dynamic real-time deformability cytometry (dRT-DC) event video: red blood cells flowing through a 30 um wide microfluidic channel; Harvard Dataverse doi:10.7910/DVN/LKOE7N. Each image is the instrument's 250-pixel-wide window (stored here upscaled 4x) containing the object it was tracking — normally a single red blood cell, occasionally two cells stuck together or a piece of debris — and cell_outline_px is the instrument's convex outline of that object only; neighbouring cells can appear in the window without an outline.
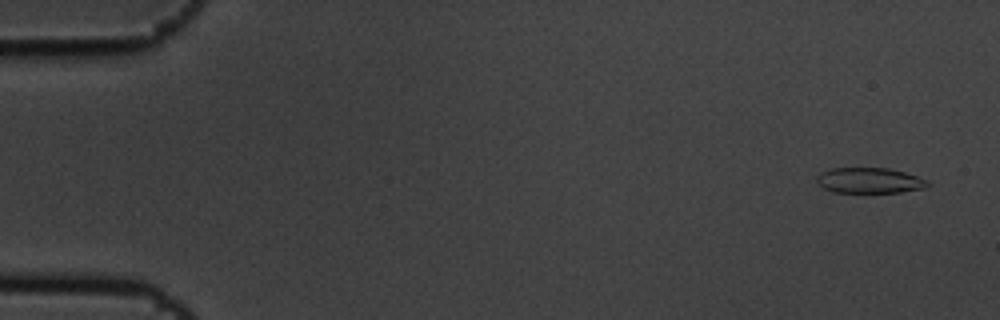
{"species": "common noctule bat (a hibernating species)", "species_latin": "Nyctalus noctula", "temperature_condition": "cold", "stored_images_in_passage": 5, "camera_frame_rate_fps": 3000, "um_per_image_px": 0.085, "animal": {"sex": "male", "body_mass_g": 19.5, "forearm_length_mm": 54.6}, "frame": {"image": 1, "passage_image": 1, "time_ms": 0.0, "image_size_px": [1000, 320], "cell_outline_px": [[932, 184], [924, 188], [900, 192], [832, 192], [824, 188], [816, 180], [816, 176], [820, 172], [828, 168], [888, 168], [904, 172], [928, 180]], "centroid_in_image_um": [73.9, 15.33], "position_along_channel_um": 11.1, "area_um2": 16.53}}
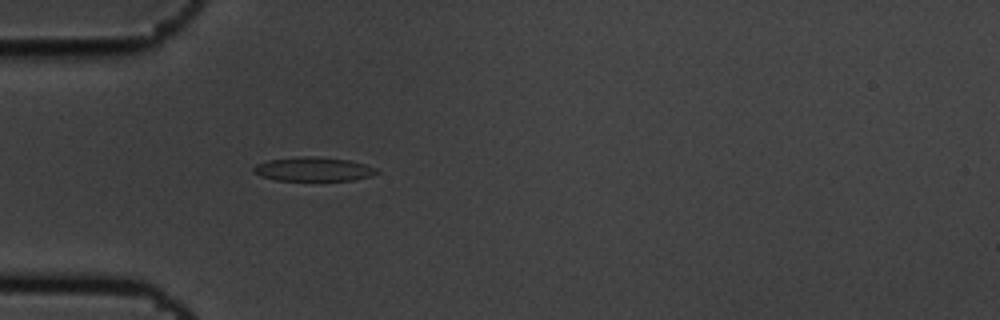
{"frame": {"image": 2, "passage_image": 5, "time_ms": 1.333, "image_size_px": [1000, 320], "cell_outline_px": [[380, 172], [372, 176], [352, 180], [276, 180], [260, 176], [252, 172], [252, 168], [256, 164], [268, 160], [296, 156], [316, 156], [348, 160], [364, 164], [376, 168]], "centroid_in_image_um": [26.61, 14.37], "position_along_channel_um": 58.4, "area_um2": 17.34}}